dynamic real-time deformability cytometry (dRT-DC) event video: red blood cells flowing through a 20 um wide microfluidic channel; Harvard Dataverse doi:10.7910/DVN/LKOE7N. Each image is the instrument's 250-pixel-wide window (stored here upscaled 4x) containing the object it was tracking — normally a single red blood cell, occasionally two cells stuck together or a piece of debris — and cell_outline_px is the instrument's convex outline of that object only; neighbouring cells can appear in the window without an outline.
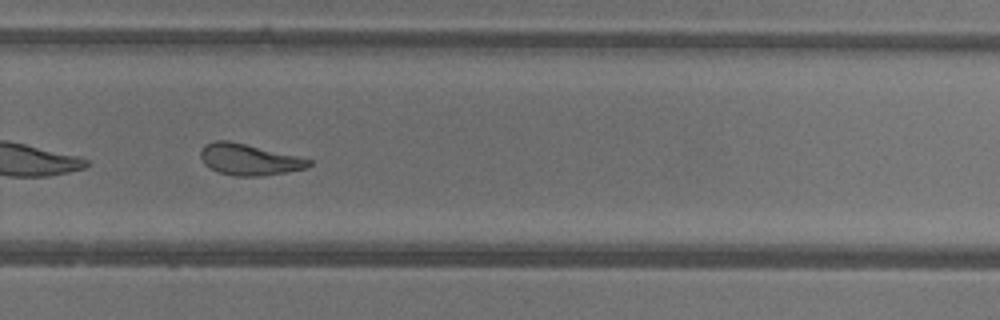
{"species": "common noctule bat (a hibernating species)", "species_latin": "Nyctalus noctula", "temperature_condition": "warm", "stored_images_in_passage": 49, "camera_frame_rate_fps": 3000, "um_per_image_px": 0.085, "animal": {"sex": "female"}, "frame": {"image": 1, "passage_image": 35, "time_ms": 11.333, "image_size_px": [1000, 320], "cell_outline_px": [[312, 164], [308, 168], [288, 172], [264, 176], [232, 176], [216, 172], [208, 168], [204, 164], [200, 156], [200, 152], [204, 144], [216, 140], [228, 140], [296, 156], [312, 160]], "centroid_in_image_um": [21.14, 13.58], "position_along_channel_um": 308.7, "area_um2": 19.88}, "authors_computed_cell_mechanics": {"area_um2": 23.2356, "velocity_mm_per_s": 4.2013, "shape_relaxation_time_tau1_ms": 9.8093, "shape_relaxation_time_tau2_ms": 2.2285, "deformation_change_tau1": 0.2849, "deformation_change_tau2": 0.1143}}